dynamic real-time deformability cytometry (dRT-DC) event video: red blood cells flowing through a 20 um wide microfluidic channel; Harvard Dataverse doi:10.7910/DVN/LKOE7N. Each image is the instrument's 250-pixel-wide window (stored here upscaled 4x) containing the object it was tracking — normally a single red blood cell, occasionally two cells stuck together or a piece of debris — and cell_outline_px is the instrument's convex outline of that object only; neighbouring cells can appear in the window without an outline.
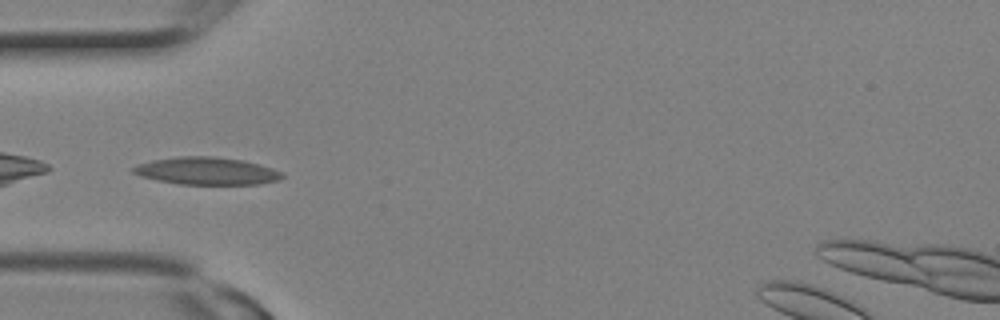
{"species": "Egyptian fruit bat (a non-hibernating species)", "species_latin": "Rousettus aegyptiacus", "temperature_condition": "room temperature", "stored_images_in_passage": 12, "camera_frame_rate_fps": 3000, "um_per_image_px": 0.085, "animal": {"sex": "female"}, "frame": {"image": 1, "passage_image": 3, "time_ms": 0.667, "image_size_px": [1000, 320], "cell_outline_px": [[284, 176], [276, 180], [260, 184], [180, 184], [156, 180], [140, 176], [132, 172], [132, 168], [136, 164], [152, 160], [176, 156], [212, 156], [244, 160], [272, 168], [284, 172]], "centroid_in_image_um": [17.54, 14.52], "position_along_channel_um": 67.5, "area_um2": 23.93}}
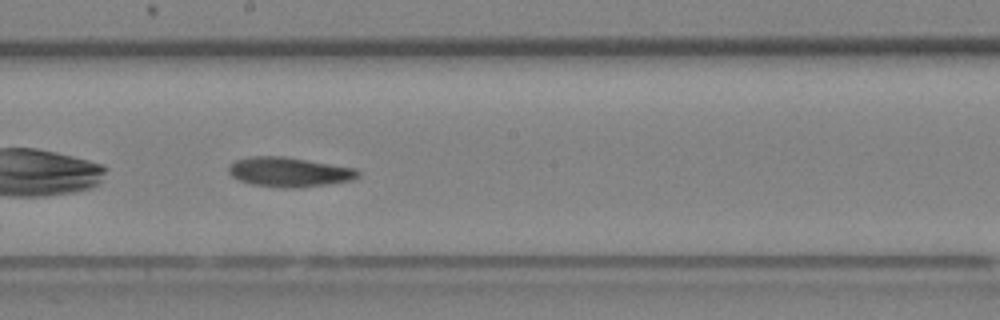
{"frame": {"image": 2, "passage_image": 9, "time_ms": 2.667, "image_size_px": [1000, 320], "cell_outline_px": [[360, 176], [352, 180], [328, 184], [296, 188], [284, 188], [252, 184], [240, 180], [232, 176], [228, 172], [228, 164], [236, 160], [248, 156], [284, 156], [356, 168], [360, 172]], "centroid_in_image_um": [24.57, 14.61], "position_along_channel_um": 223.6, "area_um2": 22.43}}
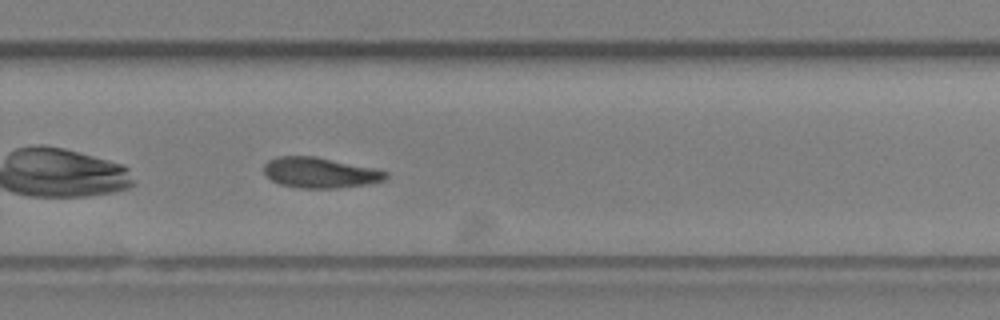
{"frame": {"image": 3, "passage_image": 12, "time_ms": 3.667, "image_size_px": [1000, 320], "cell_outline_px": [[388, 176], [384, 180], [368, 184], [336, 188], [300, 188], [280, 184], [272, 180], [264, 172], [264, 164], [268, 160], [276, 156], [316, 156], [372, 168], [388, 172]], "centroid_in_image_um": [27.18, 14.67], "position_along_channel_um": 302.6, "area_um2": 21.56}}